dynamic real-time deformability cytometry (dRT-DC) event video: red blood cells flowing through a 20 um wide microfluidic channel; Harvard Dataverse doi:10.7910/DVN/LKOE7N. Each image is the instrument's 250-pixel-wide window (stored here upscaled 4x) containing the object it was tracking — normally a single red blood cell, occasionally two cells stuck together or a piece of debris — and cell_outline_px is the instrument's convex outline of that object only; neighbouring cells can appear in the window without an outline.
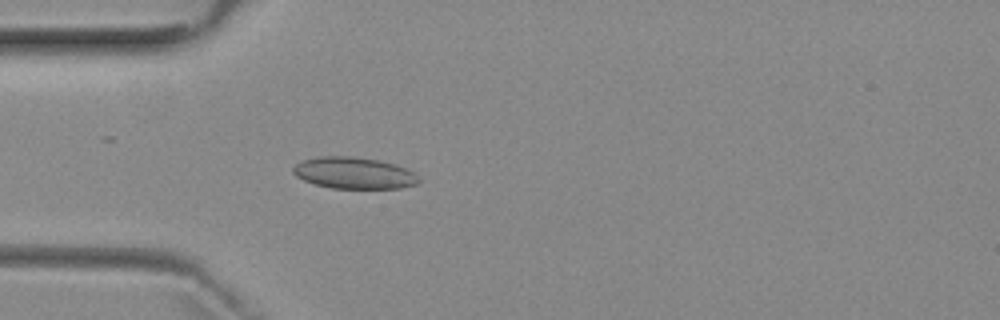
{"species": "common noctule bat (a hibernating species)", "species_latin": "Nyctalus noctula", "temperature_condition": "room temperature", "stored_images_in_passage": 1, "camera_frame_rate_fps": 3000, "um_per_image_px": 0.085, "animal": {"sex": "female", "body_mass_g": 29.2, "forearm_length_mm": 56.3}, "frame": {"image": 1, "passage_image": 1, "time_ms": 0.0, "image_size_px": [1000, 320], "cell_outline_px": [[420, 180], [416, 184], [400, 188], [332, 188], [316, 184], [304, 180], [296, 176], [292, 172], [292, 168], [296, 164], [304, 160], [320, 156], [352, 156], [376, 160], [396, 164], [412, 172]], "centroid_in_image_um": [30.06, 14.7], "position_along_channel_um": 54.9, "area_um2": 22.83}}